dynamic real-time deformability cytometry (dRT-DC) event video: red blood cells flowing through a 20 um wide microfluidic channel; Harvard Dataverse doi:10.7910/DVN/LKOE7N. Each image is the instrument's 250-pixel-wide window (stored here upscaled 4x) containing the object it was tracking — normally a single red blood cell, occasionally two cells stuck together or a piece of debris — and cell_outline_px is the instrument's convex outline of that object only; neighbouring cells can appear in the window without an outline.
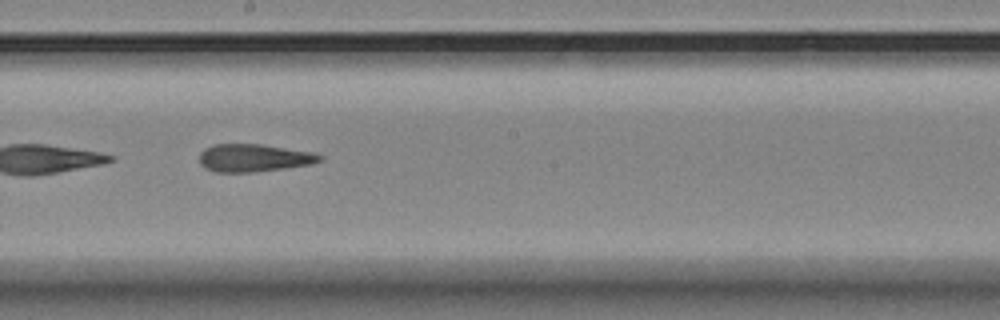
{"species": "Egyptian fruit bat (a non-hibernating species)", "species_latin": "Rousettus aegyptiacus", "temperature_condition": "room temperature", "stored_images_in_passage": 34, "camera_frame_rate_fps": 3000, "um_per_image_px": 0.085, "animal": {"sex": "female"}, "frame": {"image": 1, "passage_image": 15, "time_ms": 4.667, "image_size_px": [1000, 320], "cell_outline_px": [[324, 160], [312, 164], [284, 168], [252, 172], [216, 172], [204, 168], [200, 164], [200, 152], [204, 148], [212, 144], [260, 144], [316, 152], [324, 156]], "centroid_in_image_um": [21.61, 13.41], "position_along_channel_um": 226.6, "area_um2": 19.71}, "authors_computed_cell_mechanics": {"area_um2": 19.6809, "velocity_mm_per_s": 3.4812, "shape_relaxation_time_tau1_ms": null, "shape_relaxation_time_tau2_ms": 6.837, "deformation_change_tau1": null, "deformation_change_tau2": 0.2016}}